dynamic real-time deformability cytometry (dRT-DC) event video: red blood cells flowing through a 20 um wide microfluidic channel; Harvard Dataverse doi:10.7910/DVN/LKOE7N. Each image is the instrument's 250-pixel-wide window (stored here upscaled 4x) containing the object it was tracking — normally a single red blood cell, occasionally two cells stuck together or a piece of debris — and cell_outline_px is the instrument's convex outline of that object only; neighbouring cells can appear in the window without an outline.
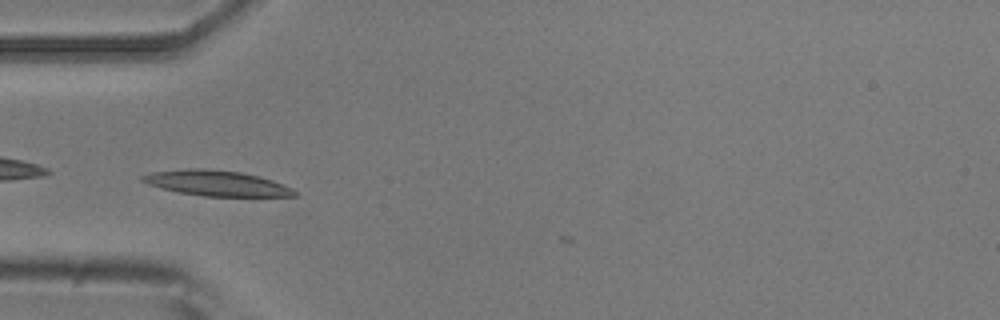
{"species": "common noctule bat (a hibernating species)", "species_latin": "Nyctalus noctula", "temperature_condition": "room temperature", "stored_images_in_passage": 6, "camera_frame_rate_fps": 3000, "um_per_image_px": 0.085, "animal": {"sex": "male", "body_mass_g": 20.5, "forearm_length_mm": 52.5}, "frame": {"image": 1, "passage_image": 4, "time_ms": 4.333, "image_size_px": [1000, 320], "cell_outline_px": [[296, 196], [204, 196], [176, 192], [160, 188], [148, 184], [140, 180], [140, 176], [152, 172], [188, 168], [204, 168], [240, 172], [260, 176], [272, 180], [292, 188], [296, 192]], "centroid_in_image_um": [18.36, 15.57], "position_along_channel_um": 66.6, "area_um2": 22.54}}
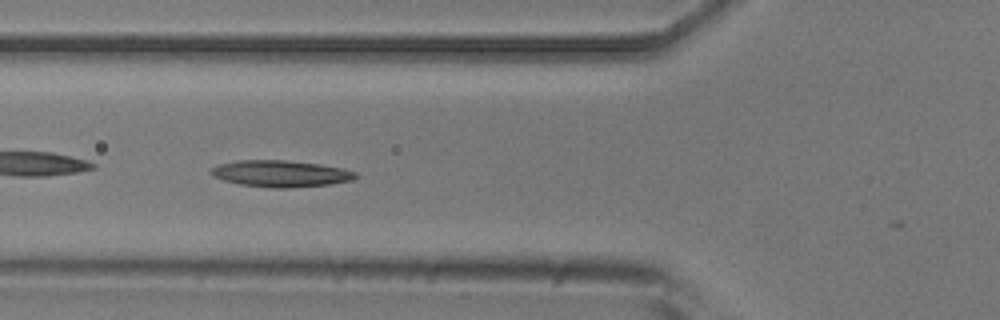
{"frame": {"image": 2, "passage_image": 5, "time_ms": 5.333, "image_size_px": [1000, 320], "cell_outline_px": [[360, 176], [352, 180], [328, 184], [288, 188], [272, 188], [240, 184], [224, 180], [212, 176], [208, 172], [212, 168], [220, 164], [240, 160], [284, 160], [320, 164], [344, 168], [356, 172]], "centroid_in_image_um": [23.88, 14.75], "position_along_channel_um": 101.9, "area_um2": 22.37}}